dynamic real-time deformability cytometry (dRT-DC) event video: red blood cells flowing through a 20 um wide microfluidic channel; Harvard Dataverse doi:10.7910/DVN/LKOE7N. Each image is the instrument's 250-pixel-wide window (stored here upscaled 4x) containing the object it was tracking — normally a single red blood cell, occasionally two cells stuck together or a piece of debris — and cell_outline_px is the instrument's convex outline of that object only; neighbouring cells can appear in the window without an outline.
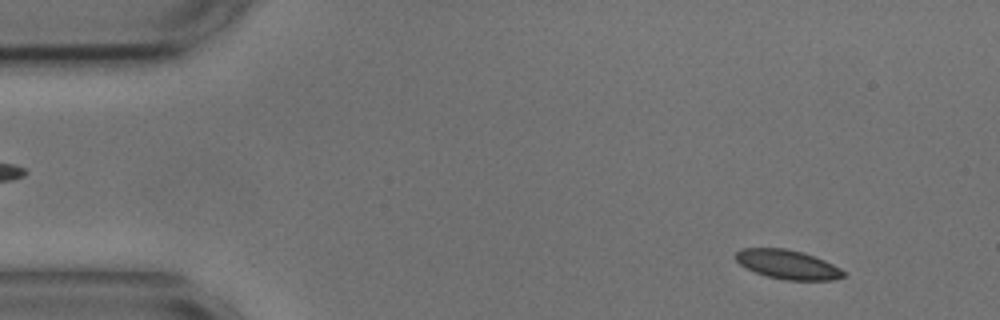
{"species": "common noctule bat (a hibernating species)", "species_latin": "Nyctalus noctula", "temperature_condition": "cold", "stored_images_in_passage": 50, "camera_frame_rate_fps": 3000, "um_per_image_px": 0.085, "animal": {"sex": "male", "body_mass_g": 17.9, "forearm_length_mm": 54.2}, "frame": {"image": 1, "passage_image": 1, "time_ms": 0.0, "image_size_px": [1000, 320], "cell_outline_px": [[844, 276], [836, 280], [788, 280], [768, 276], [756, 272], [740, 264], [736, 260], [736, 252], [740, 248], [784, 248], [804, 252], [824, 260], [840, 268], [844, 272]], "centroid_in_image_um": [66.96, 22.47], "position_along_channel_um": 18.0, "area_um2": 18.15}}
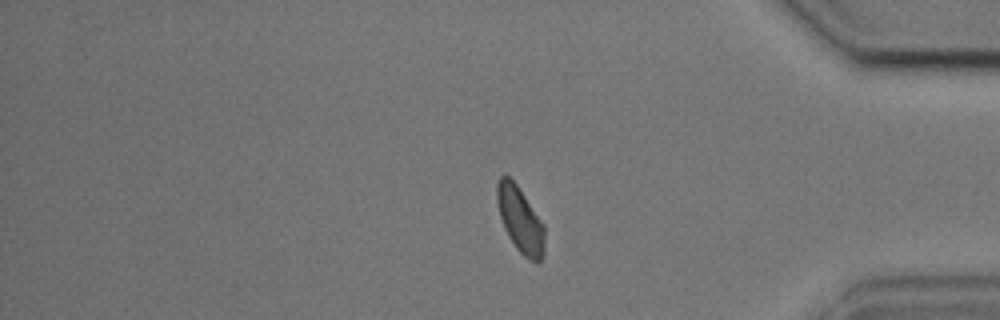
{"frame": {"image": 2, "passage_image": 41, "time_ms": 13.333, "image_size_px": [1000, 320], "cell_outline_px": [[544, 252], [540, 260], [536, 264], [524, 256], [516, 248], [508, 236], [500, 216], [496, 200], [496, 184], [500, 176], [504, 172], [516, 184], [544, 224]], "centroid_in_image_um": [44.2, 18.66], "position_along_channel_um": 391.0, "area_um2": 18.21}}
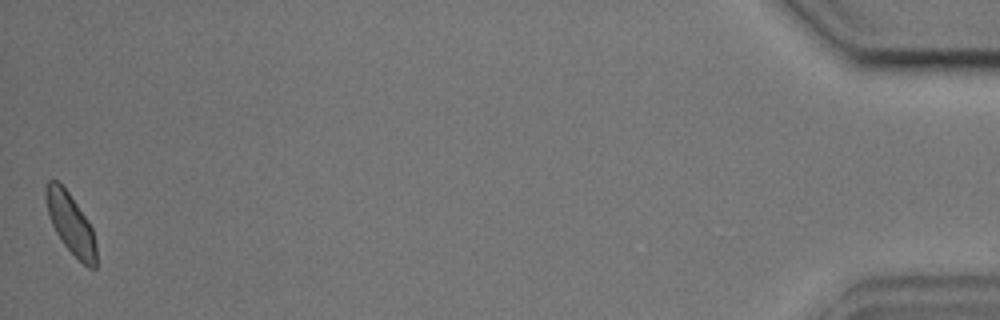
{"frame": {"image": 3, "passage_image": 50, "time_ms": 16.333, "image_size_px": [1000, 320], "cell_outline_px": [[96, 268], [88, 268], [64, 244], [56, 232], [52, 224], [48, 212], [44, 196], [44, 188], [48, 180], [56, 180], [68, 192], [88, 220], [92, 228], [96, 244]], "centroid_in_image_um": [6.0, 18.99], "position_along_channel_um": 429.2, "area_um2": 17.51}, "authors_computed_cell_mechanics": {"area_um2": 18.3226, "velocity_mm_per_s": 3.6228, "shape_relaxation_time_tau1_ms": 7.2377, "shape_relaxation_time_tau2_ms": null, "deformation_change_tau1": 0.1083, "deformation_change_tau2": null}}